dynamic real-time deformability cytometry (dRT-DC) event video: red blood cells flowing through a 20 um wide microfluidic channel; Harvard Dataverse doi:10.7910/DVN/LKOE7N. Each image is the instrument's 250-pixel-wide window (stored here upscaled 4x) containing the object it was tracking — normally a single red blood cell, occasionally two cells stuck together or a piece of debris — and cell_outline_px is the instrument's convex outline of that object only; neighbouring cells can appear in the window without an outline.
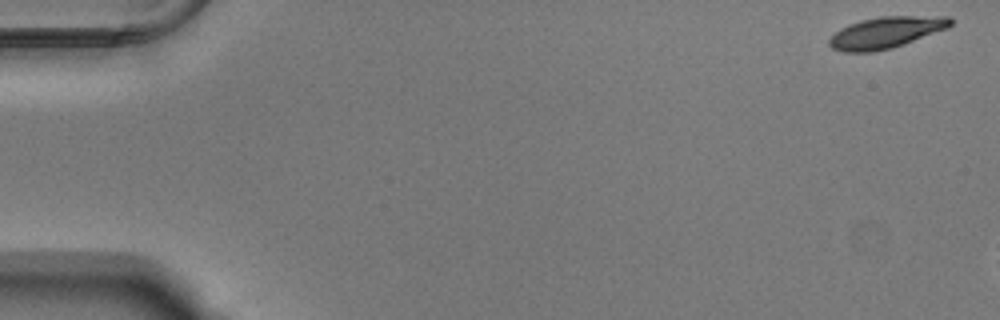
{"species": "Egyptian fruit bat (a non-hibernating species)", "species_latin": "Rousettus aegyptiacus", "temperature_condition": "warm", "stored_images_in_passage": 9, "camera_frame_rate_fps": 3000, "um_per_image_px": 0.085, "animal": {"sex": "male"}, "frame": {"image": 1, "passage_image": 1, "time_ms": 0.0, "image_size_px": [1000, 320], "cell_outline_px": [[952, 24], [948, 28], [904, 44], [892, 48], [872, 52], [844, 52], [832, 48], [828, 44], [828, 40], [840, 28], [848, 24], [860, 20], [880, 16], [948, 16], [952, 20]], "centroid_in_image_um": [75.3, 2.76], "position_along_channel_um": 9.7, "area_um2": 22.25}}